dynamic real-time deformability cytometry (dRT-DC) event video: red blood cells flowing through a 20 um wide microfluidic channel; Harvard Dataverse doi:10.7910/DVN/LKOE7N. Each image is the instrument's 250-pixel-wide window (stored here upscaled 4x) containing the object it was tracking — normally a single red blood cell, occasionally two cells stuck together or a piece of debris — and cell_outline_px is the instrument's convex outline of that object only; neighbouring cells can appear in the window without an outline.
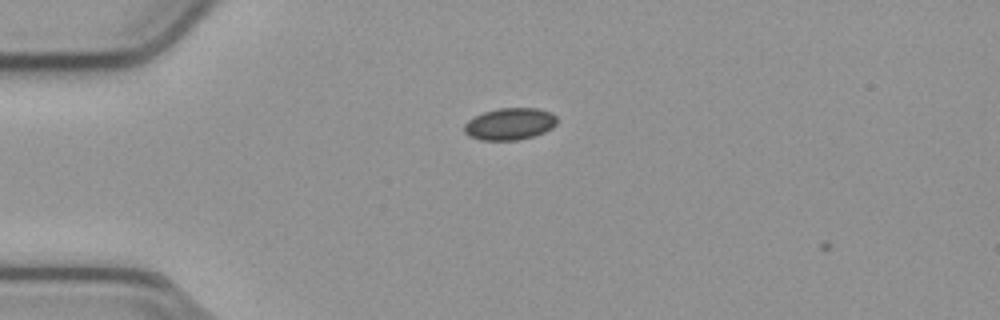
{"species": "common noctule bat (a hibernating species)", "species_latin": "Nyctalus noctula", "temperature_condition": "cold", "stored_images_in_passage": 7, "camera_frame_rate_fps": 3000, "um_per_image_px": 0.085, "animal": {"sex": "male", "body_mass_g": 23.1, "forearm_length_mm": 52.7}, "frame": {"image": 1, "passage_image": 6, "time_ms": 1.667, "image_size_px": [1000, 320], "cell_outline_px": [[556, 124], [552, 128], [544, 132], [532, 136], [516, 140], [480, 140], [468, 136], [464, 132], [464, 124], [468, 120], [484, 112], [500, 108], [536, 108], [552, 112], [556, 116]], "centroid_in_image_um": [43.32, 10.53], "position_along_channel_um": 41.7, "area_um2": 17.22}}